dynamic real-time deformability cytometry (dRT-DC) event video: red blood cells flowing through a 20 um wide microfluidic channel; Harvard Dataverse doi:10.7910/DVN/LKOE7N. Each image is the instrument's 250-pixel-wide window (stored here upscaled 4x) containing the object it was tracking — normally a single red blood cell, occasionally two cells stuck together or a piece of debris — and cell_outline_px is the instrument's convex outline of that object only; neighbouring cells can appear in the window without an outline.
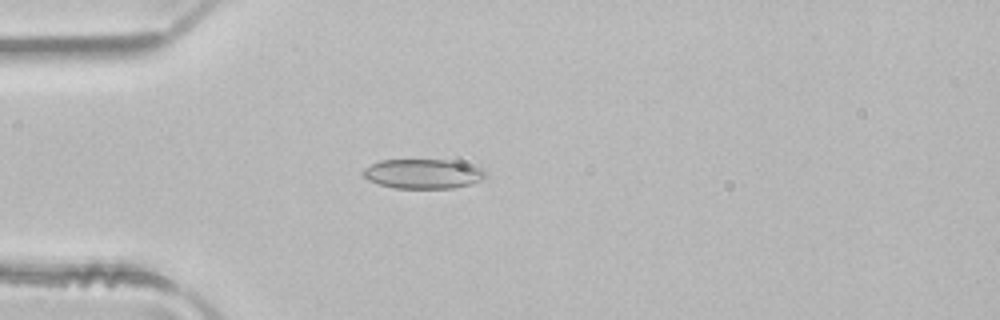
{"species": "common noctule bat (a hibernating species)", "species_latin": "Nyctalus noctula", "temperature_condition": "room temperature", "stored_images_in_passage": 2, "camera_frame_rate_fps": 3000, "um_per_image_px": 0.085, "animal": {"sex": "male", "body_mass_g": 21.5, "forearm_length_mm": 52.0}, "frame": {"image": 1, "passage_image": 2, "time_ms": 0.333, "image_size_px": [1000, 320], "cell_outline_px": [[488, 176], [472, 184], [452, 188], [396, 188], [380, 184], [368, 180], [360, 172], [364, 168], [380, 160], [448, 160], [484, 168]], "centroid_in_image_um": [35.98, 14.77], "position_along_channel_um": 49.0, "area_um2": 21.1}}